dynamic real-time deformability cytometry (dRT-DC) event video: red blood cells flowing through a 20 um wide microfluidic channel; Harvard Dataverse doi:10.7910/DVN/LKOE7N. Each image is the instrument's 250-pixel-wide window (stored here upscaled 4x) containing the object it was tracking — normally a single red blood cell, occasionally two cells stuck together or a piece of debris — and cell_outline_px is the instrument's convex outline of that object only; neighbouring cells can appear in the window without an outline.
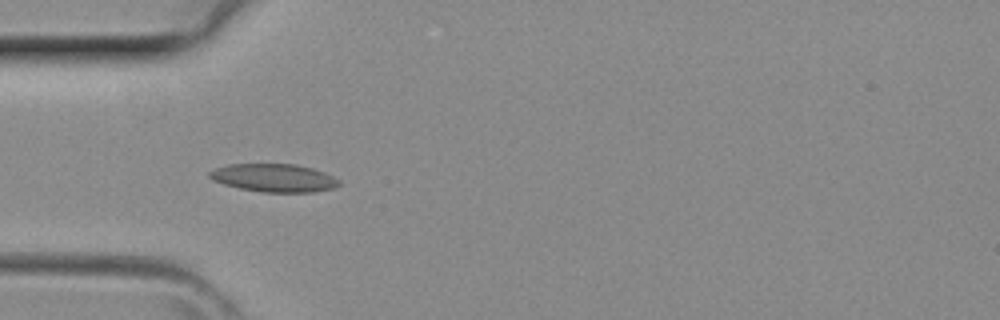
{"species": "common noctule bat (a hibernating species)", "species_latin": "Nyctalus noctula", "temperature_condition": "room temperature", "stored_images_in_passage": 3, "camera_frame_rate_fps": 3000, "um_per_image_px": 0.085, "animal": {"sex": "female", "body_mass_g": 29.2, "forearm_length_mm": 56.3}, "frame": {"image": 1, "passage_image": 3, "time_ms": 0.667, "image_size_px": [1000, 320], "cell_outline_px": [[340, 184], [332, 188], [312, 192], [260, 192], [240, 188], [224, 184], [212, 180], [208, 176], [208, 172], [216, 168], [228, 164], [296, 164], [312, 168], [324, 172], [340, 180]], "centroid_in_image_um": [23.27, 15.11], "position_along_channel_um": 61.7, "area_um2": 21.15}}